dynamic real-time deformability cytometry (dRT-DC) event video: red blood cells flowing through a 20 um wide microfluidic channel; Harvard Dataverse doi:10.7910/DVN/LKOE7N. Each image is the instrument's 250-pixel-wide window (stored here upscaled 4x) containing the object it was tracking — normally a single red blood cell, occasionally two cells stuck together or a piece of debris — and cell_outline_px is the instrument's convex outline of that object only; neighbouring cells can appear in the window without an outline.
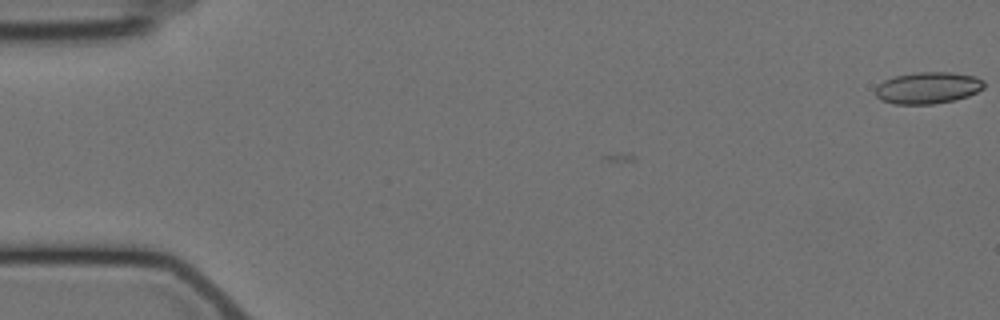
{"species": "Egyptian fruit bat (a non-hibernating species)", "species_latin": "Rousettus aegyptiacus", "temperature_condition": "cold", "stored_images_in_passage": 3, "camera_frame_rate_fps": 3000, "um_per_image_px": 0.085, "animal": {"sex": "female"}, "frame": {"image": 1, "passage_image": 1, "time_ms": 0.0, "image_size_px": [1000, 320], "cell_outline_px": [[984, 88], [968, 96], [952, 100], [932, 104], [896, 104], [880, 100], [876, 96], [876, 88], [884, 80], [896, 76], [916, 72], [952, 72], [976, 76], [984, 80]], "centroid_in_image_um": [78.89, 7.46], "position_along_channel_um": 6.1, "area_um2": 20.0}}